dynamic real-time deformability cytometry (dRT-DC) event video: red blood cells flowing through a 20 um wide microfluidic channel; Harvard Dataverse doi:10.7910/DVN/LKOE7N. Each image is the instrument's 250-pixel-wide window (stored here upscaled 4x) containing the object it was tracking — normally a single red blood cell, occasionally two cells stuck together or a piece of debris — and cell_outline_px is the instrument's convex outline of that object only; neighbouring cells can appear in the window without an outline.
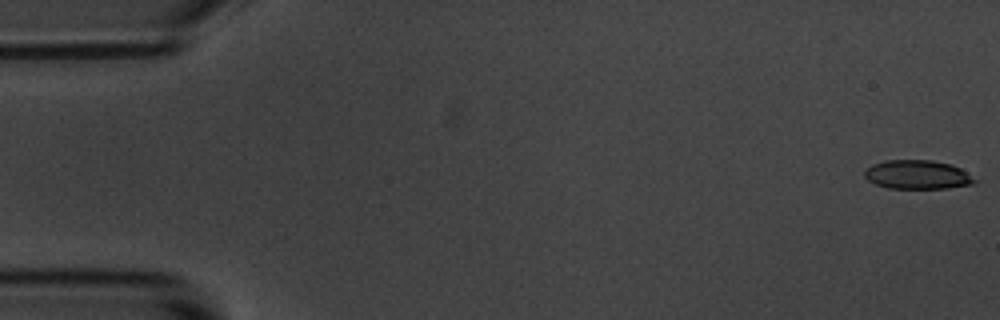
{"species": "common noctule bat (a hibernating species)", "species_latin": "Nyctalus noctula", "temperature_condition": "room temperature", "stored_images_in_passage": 14, "camera_frame_rate_fps": 3000, "um_per_image_px": 0.085, "animal": {"sex": "male", "body_mass_g": 20.1, "forearm_length_mm": 53.5}, "frame": {"image": 1, "passage_image": 1, "time_ms": 0.0, "image_size_px": [1000, 320], "cell_outline_px": [[980, 180], [972, 184], [948, 188], [888, 188], [876, 184], [868, 180], [864, 176], [864, 172], [872, 164], [884, 160], [932, 160], [952, 164], [960, 168]], "centroid_in_image_um": [78.02, 14.84], "position_along_channel_um": 7.0, "area_um2": 18.67}}